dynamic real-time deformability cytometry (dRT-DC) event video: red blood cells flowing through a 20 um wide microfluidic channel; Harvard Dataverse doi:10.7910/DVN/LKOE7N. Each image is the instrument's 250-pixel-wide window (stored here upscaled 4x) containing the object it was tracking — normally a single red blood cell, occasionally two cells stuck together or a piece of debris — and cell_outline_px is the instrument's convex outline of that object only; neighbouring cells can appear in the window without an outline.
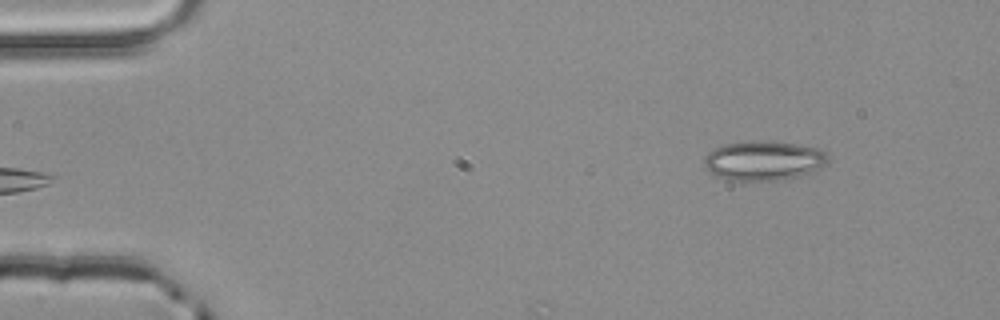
{"species": "common noctule bat (a hibernating species)", "species_latin": "Nyctalus noctula", "temperature_condition": "room temperature", "stored_images_in_passage": 2, "camera_frame_rate_fps": 3000, "um_per_image_px": 0.085, "animal": {"sex": "male", "body_mass_g": 20.4}, "frame": {"image": 1, "passage_image": 2, "time_ms": 0.333, "image_size_px": [1000, 320], "cell_outline_px": [[828, 164], [812, 172], [800, 176], [776, 180], [728, 180], [716, 176], [708, 172], [704, 168], [704, 156], [712, 148], [724, 144], [744, 140], [772, 140], [800, 144], [820, 148], [828, 156]], "centroid_in_image_um": [64.89, 13.62], "position_along_channel_um": 20.1, "area_um2": 29.3}}